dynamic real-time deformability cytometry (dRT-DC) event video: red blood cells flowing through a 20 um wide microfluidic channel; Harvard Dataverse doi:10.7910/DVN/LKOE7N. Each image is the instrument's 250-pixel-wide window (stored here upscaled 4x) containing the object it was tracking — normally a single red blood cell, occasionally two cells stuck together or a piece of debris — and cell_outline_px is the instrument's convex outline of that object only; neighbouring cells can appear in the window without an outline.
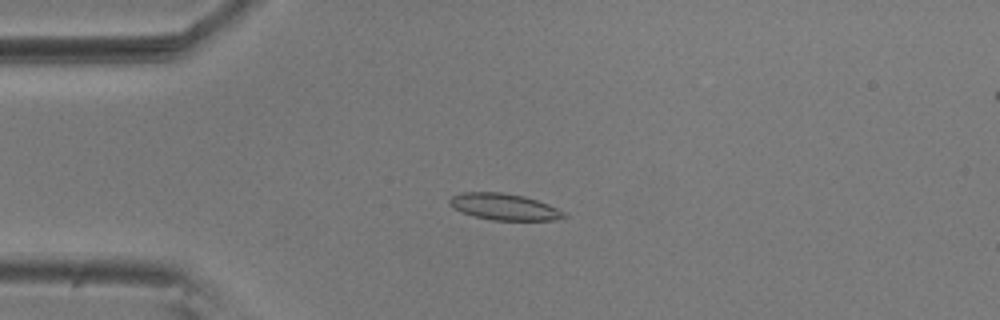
{"species": "common noctule bat (a hibernating species)", "species_latin": "Nyctalus noctula", "temperature_condition": "room temperature", "stored_images_in_passage": 50, "camera_frame_rate_fps": 3000, "um_per_image_px": 0.085, "animal": {"sex": "male", "body_mass_g": 20.5, "forearm_length_mm": 52.5}, "frame": {"image": 1, "passage_image": 8, "time_ms": 2.333, "image_size_px": [1000, 320], "cell_outline_px": [[568, 216], [556, 220], [492, 220], [460, 212], [452, 208], [448, 204], [448, 200], [452, 196], [460, 192], [504, 192], [524, 196], [548, 204], [564, 212]], "centroid_in_image_um": [42.81, 17.57], "position_along_channel_um": 42.2, "area_um2": 17.74}}
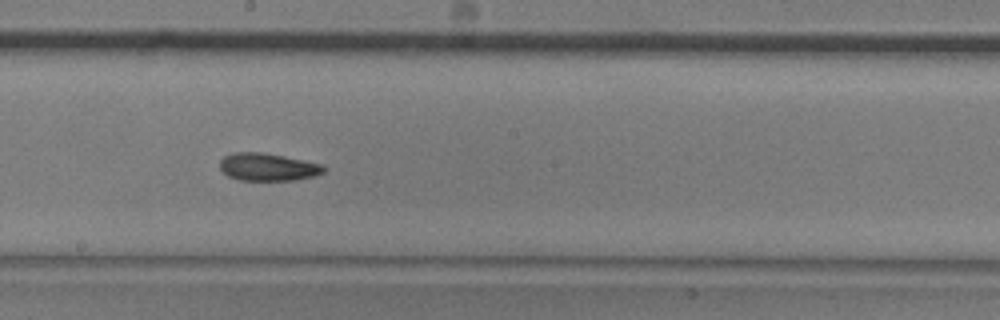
{"frame": {"image": 2, "passage_image": 25, "time_ms": 8.0, "image_size_px": [1000, 320], "cell_outline_px": [[328, 168], [324, 172], [316, 176], [296, 180], [240, 180], [228, 176], [220, 168], [220, 160], [224, 156], [232, 152], [260, 152], [284, 156], [324, 164]], "centroid_in_image_um": [22.81, 14.19], "position_along_channel_um": 225.4, "area_um2": 16.94}}
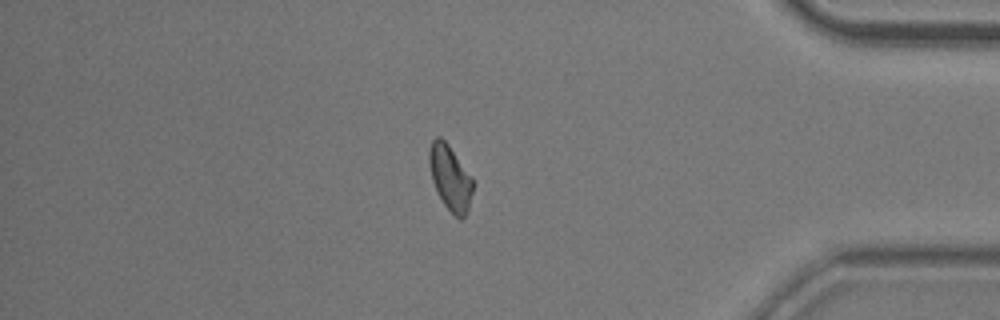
{"frame": {"image": 3, "passage_image": 42, "time_ms": 13.667, "image_size_px": [1000, 320], "cell_outline_px": [[472, 192], [468, 208], [464, 216], [460, 220], [444, 204], [432, 180], [428, 160], [428, 148], [432, 140], [436, 136], [440, 136], [448, 144], [472, 176]], "centroid_in_image_um": [38.24, 15.05], "position_along_channel_um": 397.0, "area_um2": 16.36}, "authors_computed_cell_mechanics": {"area_um2": 16.6464, "velocity_mm_per_s": 3.6046, "shape_relaxation_time_tau1_ms": 7.7986, "shape_relaxation_time_tau2_ms": 4.4661, "deformation_change_tau1": 0.1507, "deformation_change_tau2": 0.1045}}